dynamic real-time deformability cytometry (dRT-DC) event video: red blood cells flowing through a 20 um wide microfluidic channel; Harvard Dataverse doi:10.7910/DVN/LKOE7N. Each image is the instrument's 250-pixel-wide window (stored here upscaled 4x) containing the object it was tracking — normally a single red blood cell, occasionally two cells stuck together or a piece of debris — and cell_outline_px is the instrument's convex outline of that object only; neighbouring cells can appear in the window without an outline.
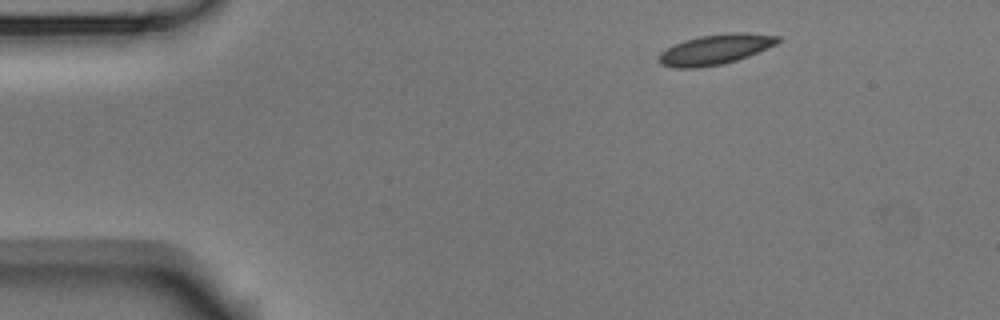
{"species": "Egyptian fruit bat (a non-hibernating species)", "species_latin": "Rousettus aegyptiacus", "temperature_condition": "room temperature", "stored_images_in_passage": 3, "camera_frame_rate_fps": 3000, "um_per_image_px": 0.085, "animal": {"sex": "male"}, "frame": {"image": 1, "passage_image": 1, "time_ms": 0.0, "image_size_px": [1000, 320], "cell_outline_px": [[780, 40], [776, 44], [748, 56], [724, 64], [696, 68], [676, 68], [660, 64], [660, 52], [684, 40], [700, 36], [728, 32], [744, 32], [780, 36]], "centroid_in_image_um": [60.82, 4.19], "position_along_channel_um": 24.2, "area_um2": 20.75}}